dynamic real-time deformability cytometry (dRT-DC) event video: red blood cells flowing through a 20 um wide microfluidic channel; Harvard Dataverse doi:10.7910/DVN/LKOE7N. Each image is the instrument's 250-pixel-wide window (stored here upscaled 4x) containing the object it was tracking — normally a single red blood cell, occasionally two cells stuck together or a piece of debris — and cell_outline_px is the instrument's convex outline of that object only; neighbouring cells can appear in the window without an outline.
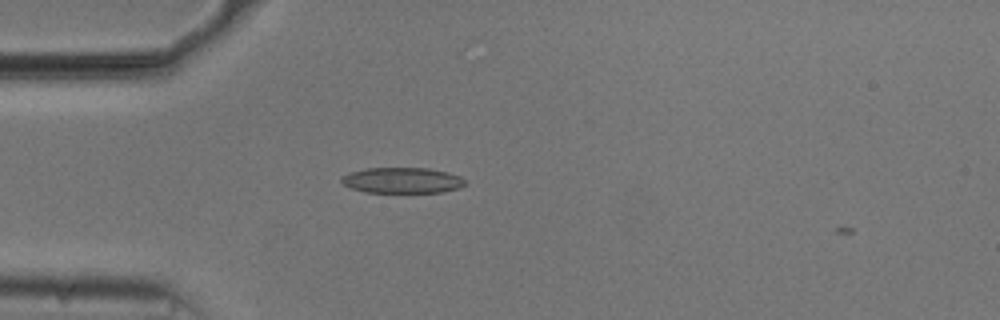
{"species": "common noctule bat (a hibernating species)", "species_latin": "Nyctalus noctula", "temperature_condition": "cold", "stored_images_in_passage": 5, "camera_frame_rate_fps": 3000, "um_per_image_px": 0.085, "animal": {"sex": "male", "body_mass_g": 20.5, "forearm_length_mm": 52.5}, "frame": {"image": 1, "passage_image": 4, "time_ms": 1.0, "image_size_px": [1000, 320], "cell_outline_px": [[468, 184], [460, 188], [444, 192], [364, 192], [352, 188], [344, 184], [340, 180], [344, 176], [352, 172], [364, 168], [428, 168], [448, 172], [460, 176]], "centroid_in_image_um": [34.25, 15.33], "position_along_channel_um": 50.8, "area_um2": 18.5}}